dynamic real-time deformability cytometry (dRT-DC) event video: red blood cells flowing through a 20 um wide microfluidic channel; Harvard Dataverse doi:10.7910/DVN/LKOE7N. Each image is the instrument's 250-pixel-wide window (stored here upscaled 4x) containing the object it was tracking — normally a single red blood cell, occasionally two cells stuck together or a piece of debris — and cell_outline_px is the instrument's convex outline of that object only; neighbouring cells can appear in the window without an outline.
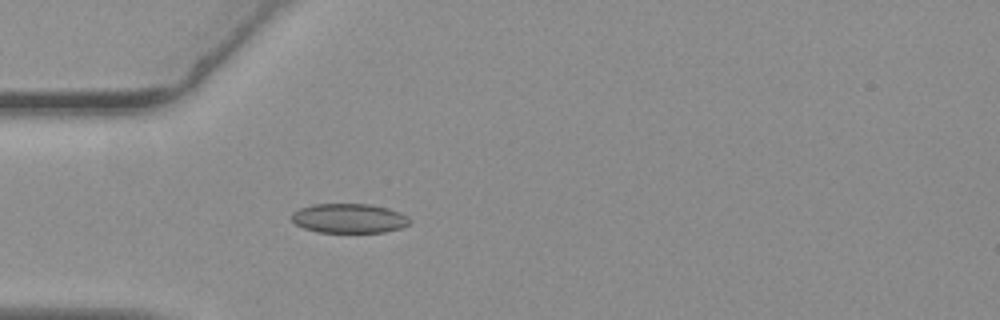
{"species": "common noctule bat (a hibernating species)", "species_latin": "Nyctalus noctula", "temperature_condition": "warm", "stored_images_in_passage": 35, "camera_frame_rate_fps": 3000, "um_per_image_px": 0.085, "animal": {"sex": "female", "body_mass_g": 19.3, "forearm_length_mm": 54.1}, "frame": {"image": 1, "passage_image": 1, "time_ms": 0.0, "image_size_px": [1000, 320], "cell_outline_px": [[412, 220], [408, 224], [400, 228], [384, 232], [316, 232], [304, 228], [296, 224], [292, 220], [292, 212], [300, 208], [312, 204], [368, 204], [388, 208], [400, 212], [408, 216]], "centroid_in_image_um": [29.67, 18.55], "position_along_channel_um": 55.3, "area_um2": 20.29}}
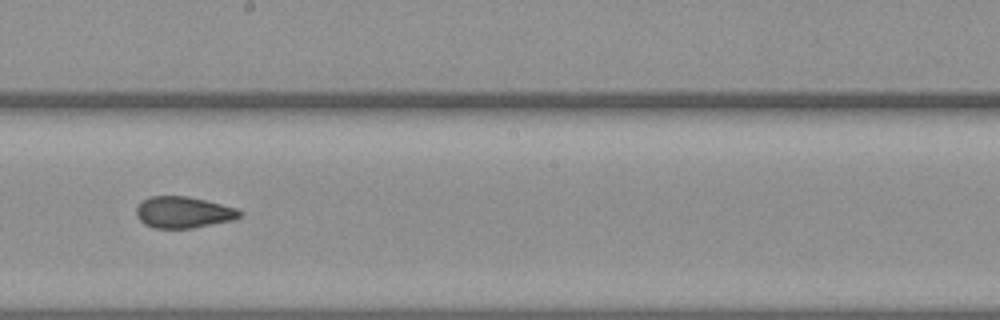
{"frame": {"image": 2, "passage_image": 16, "time_ms": 5.0, "image_size_px": [1000, 320], "cell_outline_px": [[244, 212], [240, 216], [232, 220], [192, 228], [152, 228], [144, 224], [136, 216], [136, 208], [140, 200], [148, 196], [188, 196], [236, 208]], "centroid_in_image_um": [15.53, 18.04], "position_along_channel_um": 232.7, "area_um2": 19.02}}
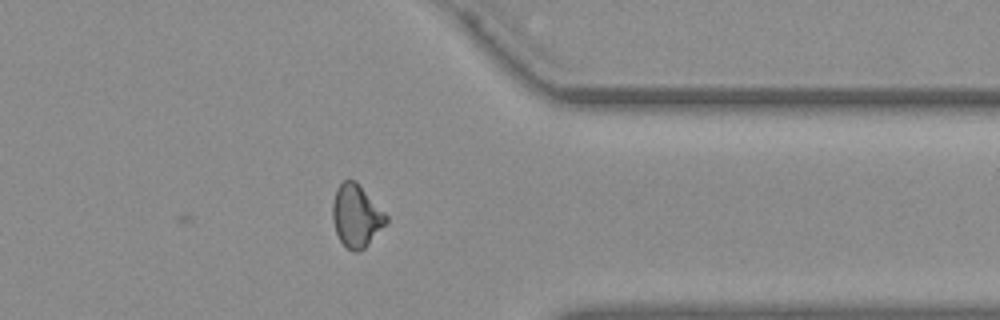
{"frame": {"image": 3, "passage_image": 29, "time_ms": 9.333, "image_size_px": [1000, 320], "cell_outline_px": [[388, 220], [364, 248], [356, 252], [352, 252], [340, 240], [336, 232], [332, 220], [332, 204], [336, 188], [344, 180], [356, 180], [388, 216]], "centroid_in_image_um": [30.26, 18.32], "position_along_channel_um": 381.1, "area_um2": 19.31}, "authors_computed_cell_mechanics": {"area_um2": 19.2474, "velocity_mm_per_s": 3.6529, "shape_relaxation_time_tau1_ms": 6.7208, "shape_relaxation_time_tau2_ms": 2.1043, "deformation_change_tau1": 0.1345, "deformation_change_tau2": 0.0735}}